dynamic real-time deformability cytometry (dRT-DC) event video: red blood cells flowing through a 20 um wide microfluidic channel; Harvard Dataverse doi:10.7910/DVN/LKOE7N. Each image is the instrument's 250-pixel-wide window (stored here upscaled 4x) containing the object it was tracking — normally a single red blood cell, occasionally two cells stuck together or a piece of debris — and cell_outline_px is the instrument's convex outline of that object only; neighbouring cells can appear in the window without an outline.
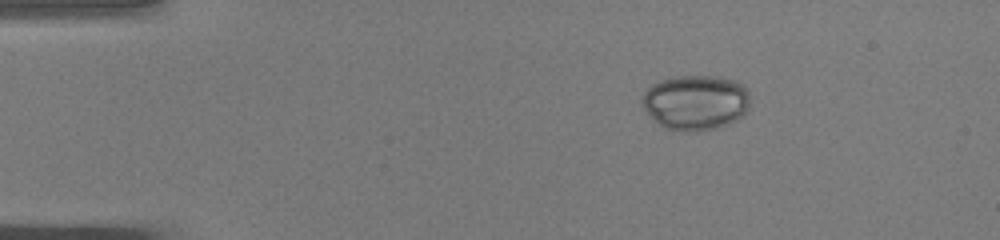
{"species": "common noctule bat (a hibernating species)", "species_latin": "Nyctalus noctula", "temperature_condition": "warm", "stored_images_in_passage": 43, "camera_frame_rate_fps": 3000, "um_per_image_px": 0.085, "animal": {"sex": "male", "body_mass_g": 19.0, "forearm_length_mm": 50.8}, "frame": {"image": 1, "passage_image": 1, "time_ms": 0.0, "image_size_px": [1000, 240], "cell_outline_px": [[748, 112], [744, 116], [728, 124], [716, 128], [696, 132], [680, 132], [664, 128], [644, 108], [640, 100], [644, 92], [652, 84], [660, 80], [672, 76], [716, 76], [736, 80], [748, 92]], "centroid_in_image_um": [59.13, 8.71], "position_along_channel_um": 25.9, "area_um2": 34.97}}
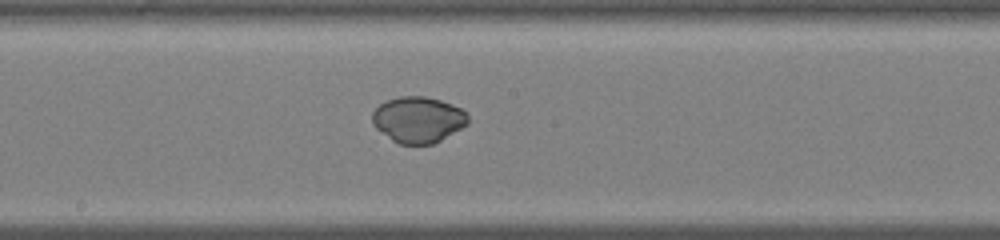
{"frame": {"image": 2, "passage_image": 20, "time_ms": 6.333, "image_size_px": [1000, 240], "cell_outline_px": [[468, 124], [440, 140], [432, 144], [400, 144], [392, 140], [376, 128], [372, 124], [372, 112], [380, 104], [388, 100], [400, 96], [424, 96], [440, 100], [452, 104], [460, 108], [468, 116]], "centroid_in_image_um": [35.52, 10.16], "position_along_channel_um": 212.7, "area_um2": 25.49}}
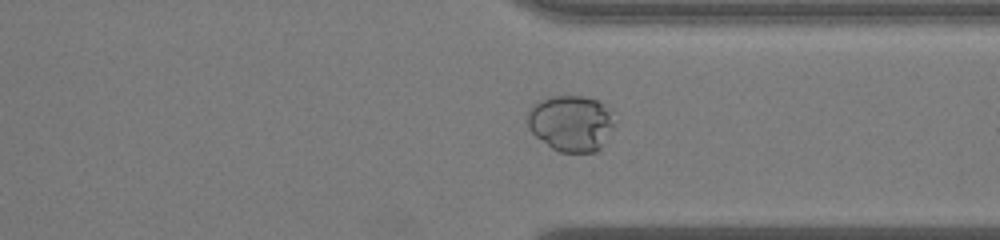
{"frame": {"image": 3, "passage_image": 31, "time_ms": 10.0, "image_size_px": [1000, 240], "cell_outline_px": [[616, 124], [600, 148], [596, 152], [560, 152], [552, 148], [536, 136], [532, 132], [528, 124], [528, 112], [532, 104], [552, 96], [584, 96], [600, 100]], "centroid_in_image_um": [48.53, 10.47], "position_along_channel_um": 362.9, "area_um2": 28.21}}